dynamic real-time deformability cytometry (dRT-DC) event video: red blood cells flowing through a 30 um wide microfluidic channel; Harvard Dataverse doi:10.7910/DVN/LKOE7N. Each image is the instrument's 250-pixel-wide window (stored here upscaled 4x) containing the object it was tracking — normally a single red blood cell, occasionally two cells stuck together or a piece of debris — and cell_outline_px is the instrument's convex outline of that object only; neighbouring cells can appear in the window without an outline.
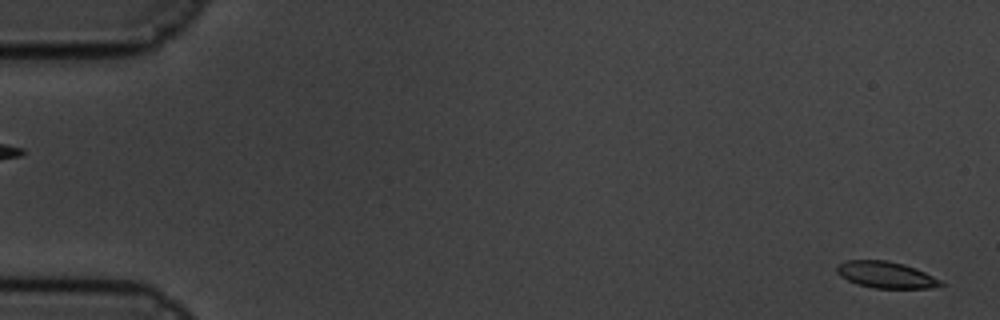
{"species": "common noctule bat (a hibernating species)", "species_latin": "Nyctalus noctula", "temperature_condition": "cold", "stored_images_in_passage": 16, "camera_frame_rate_fps": 3000, "um_per_image_px": 0.085, "animal": {"sex": "male", "body_mass_g": 19.5, "forearm_length_mm": 54.6}, "frame": {"image": 1, "passage_image": 2, "time_ms": 0.333, "image_size_px": [1000, 320], "cell_outline_px": [[944, 284], [928, 288], [876, 288], [856, 284], [840, 276], [836, 272], [836, 268], [844, 260], [888, 260], [904, 264], [916, 268], [940, 280]], "centroid_in_image_um": [75.26, 23.35], "position_along_channel_um": 9.7, "area_um2": 15.95}}
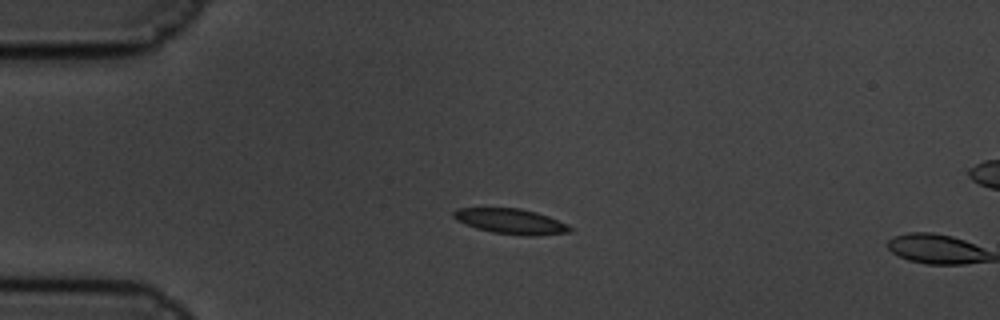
{"frame": {"image": 2, "passage_image": 15, "time_ms": 4.667, "image_size_px": [1000, 320], "cell_outline_px": [[572, 232], [536, 236], [528, 236], [492, 232], [476, 228], [464, 224], [456, 220], [452, 216], [452, 212], [456, 208], [520, 208], [536, 212], [548, 216], [568, 224], [572, 228]], "centroid_in_image_um": [43.42, 18.81], "position_along_channel_um": 41.6, "area_um2": 17.28}}